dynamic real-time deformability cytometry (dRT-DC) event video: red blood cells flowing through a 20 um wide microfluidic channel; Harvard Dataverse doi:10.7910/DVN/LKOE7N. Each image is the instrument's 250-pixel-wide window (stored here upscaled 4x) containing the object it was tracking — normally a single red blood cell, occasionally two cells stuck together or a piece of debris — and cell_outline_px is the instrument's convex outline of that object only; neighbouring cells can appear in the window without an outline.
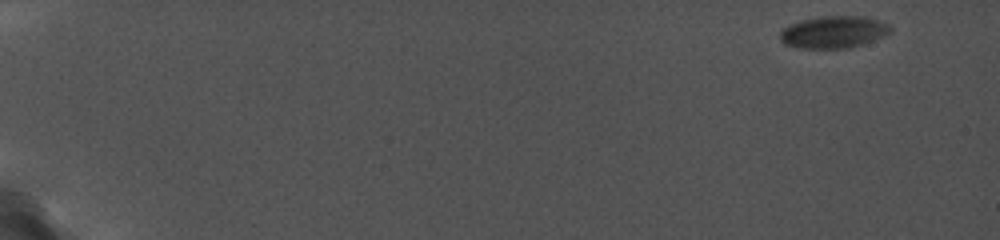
{"species": "common noctule bat (a hibernating species)", "species_latin": "Nyctalus noctula", "temperature_condition": "cold", "stored_images_in_passage": 59, "camera_frame_rate_fps": 5000, "um_per_image_px": 0.085, "animal": {"sex": "female", "body_mass_g": 19.0, "forearm_length_mm": 56.7}, "frame": {"image": 1, "passage_image": 1, "time_ms": 0.0, "image_size_px": [1000, 240], "cell_outline_px": [[892, 32], [864, 44], [848, 48], [796, 48], [784, 44], [780, 40], [780, 32], [784, 28], [800, 20], [824, 16], [864, 16], [888, 24], [892, 28]], "centroid_in_image_um": [70.85, 2.73], "position_along_channel_um": 14.1, "area_um2": 20.63}}
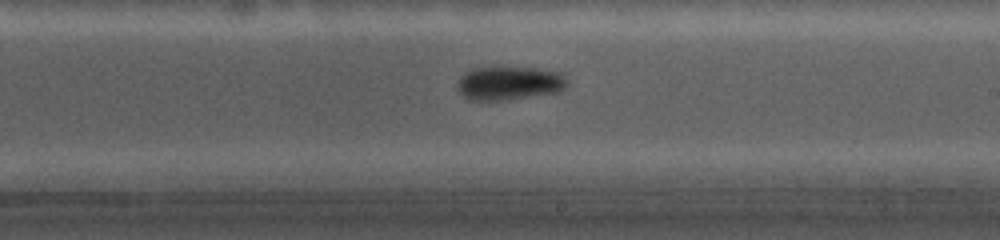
{"frame": {"image": 2, "passage_image": 39, "time_ms": 11.0, "image_size_px": [1000, 240], "cell_outline_px": [[568, 84], [560, 92], [508, 100], [468, 100], [460, 92], [456, 84], [460, 76], [464, 72], [472, 68], [536, 68], [556, 72], [564, 76], [568, 80]], "centroid_in_image_um": [43.27, 7.08], "position_along_channel_um": 245.7, "area_um2": 21.56}}
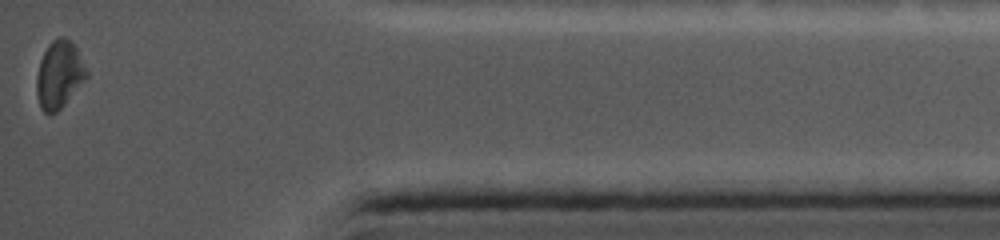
{"frame": {"image": 3, "passage_image": 59, "time_ms": 16.4, "image_size_px": [1000, 240], "cell_outline_px": [[88, 76], [64, 104], [56, 112], [48, 116], [40, 108], [36, 92], [36, 76], [40, 60], [48, 44], [52, 40], [60, 36], [64, 36], [72, 40], [88, 72]], "centroid_in_image_um": [5.01, 6.33], "position_along_channel_um": 430.2, "area_um2": 19.71}, "authors_computed_cell_mechanics": {"area_um2": 20.5768, "velocity_mm_per_s": 3.7638, "shape_relaxation_time_tau1_ms": null, "shape_relaxation_time_tau2_ms": 3.9635, "deformation_change_tau1": null, "deformation_change_tau2": 0.0488}}